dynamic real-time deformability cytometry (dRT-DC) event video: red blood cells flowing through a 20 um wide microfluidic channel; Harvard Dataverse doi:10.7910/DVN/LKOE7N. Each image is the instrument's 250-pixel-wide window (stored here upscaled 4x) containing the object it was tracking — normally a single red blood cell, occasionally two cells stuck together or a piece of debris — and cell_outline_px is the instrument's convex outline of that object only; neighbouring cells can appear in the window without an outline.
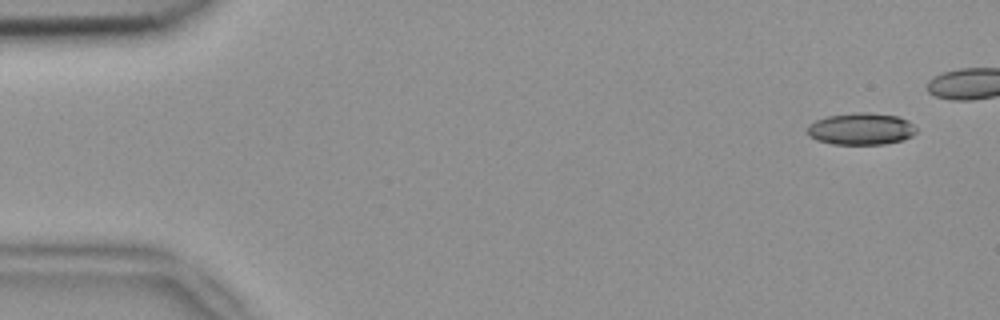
{"species": "common noctule bat (a hibernating species)", "species_latin": "Nyctalus noctula", "temperature_condition": "room temperature", "stored_images_in_passage": 6, "camera_frame_rate_fps": 3000, "um_per_image_px": 0.085, "animal": {"sex": "female", "body_mass_g": 18.4}, "frame": {"image": 1, "passage_image": 1, "time_ms": 0.0, "image_size_px": [1000, 320], "cell_outline_px": [[916, 132], [912, 136], [904, 140], [884, 144], [832, 144], [816, 140], [808, 136], [808, 124], [816, 120], [828, 116], [856, 112], [868, 112], [896, 116], [908, 120], [916, 128]], "centroid_in_image_um": [73.18, 10.96], "position_along_channel_um": 11.8, "area_um2": 20.35}}
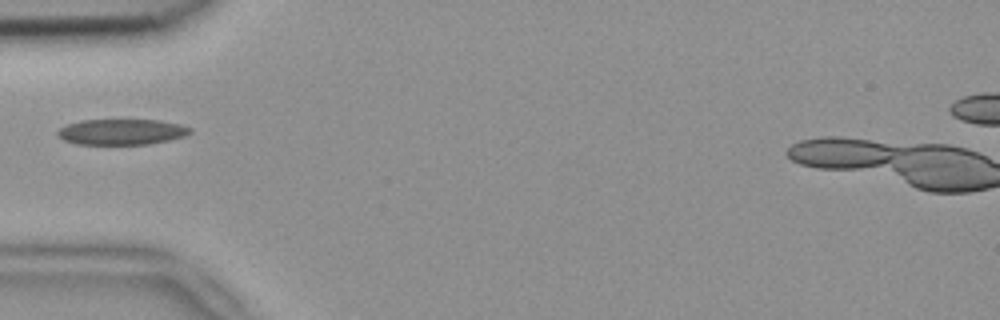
{"frame": {"image": 2, "passage_image": 5, "time_ms": 1.333, "image_size_px": [1000, 320], "cell_outline_px": [[192, 132], [184, 136], [168, 140], [148, 144], [76, 144], [64, 140], [56, 136], [56, 132], [60, 128], [68, 124], [80, 120], [160, 120], [180, 124], [192, 128]], "centroid_in_image_um": [10.32, 11.2], "position_along_channel_um": 74.7, "area_um2": 19.88}}